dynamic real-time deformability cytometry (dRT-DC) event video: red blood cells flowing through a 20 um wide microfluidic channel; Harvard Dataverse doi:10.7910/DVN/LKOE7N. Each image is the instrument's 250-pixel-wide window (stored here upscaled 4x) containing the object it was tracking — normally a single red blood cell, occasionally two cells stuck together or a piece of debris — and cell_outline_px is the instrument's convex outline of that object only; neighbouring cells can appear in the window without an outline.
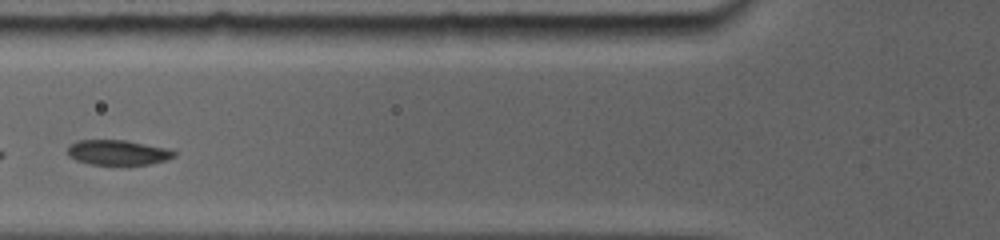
{"species": "common noctule bat (a hibernating species)", "species_latin": "Nyctalus noctula", "temperature_condition": "room temperature", "stored_images_in_passage": 19, "camera_frame_rate_fps": 5000, "um_per_image_px": 0.085, "animal": {"sex": "female", "body_mass_g": 19.0, "forearm_length_mm": 56.7}, "frame": {"image": 1, "passage_image": 4, "time_ms": 1.6, "image_size_px": [1000, 240], "cell_outline_px": [[176, 156], [164, 160], [148, 164], [128, 168], [88, 164], [76, 160], [68, 156], [68, 148], [72, 144], [80, 140], [124, 140], [160, 148], [176, 152]], "centroid_in_image_um": [9.96, 13.03], "position_along_channel_um": 115.8, "area_um2": 15.84}, "authors_computed_cell_mechanics": {"area_um2": 15.7216, "velocity_mm_per_s": 3.8248, "shape_relaxation_time_tau1_ms": 1.2787, "shape_relaxation_time_tau2_ms": null, "deformation_change_tau1": 0.1021, "deformation_change_tau2": null}}